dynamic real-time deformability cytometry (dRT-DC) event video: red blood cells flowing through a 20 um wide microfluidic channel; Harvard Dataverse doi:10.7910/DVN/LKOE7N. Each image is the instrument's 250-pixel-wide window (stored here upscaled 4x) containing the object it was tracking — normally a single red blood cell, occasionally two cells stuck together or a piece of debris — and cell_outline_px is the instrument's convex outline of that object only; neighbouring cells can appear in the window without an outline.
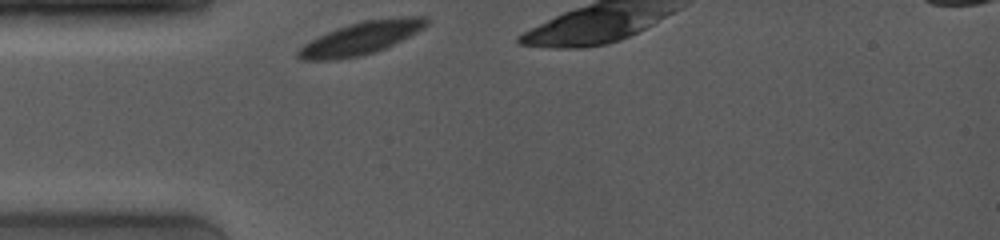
{"species": "common noctule bat (a hibernating species)", "species_latin": "Nyctalus noctula", "temperature_condition": "room temperature", "stored_images_in_passage": 3, "camera_frame_rate_fps": 4000, "um_per_image_px": 0.085, "animal": {"sex": "female", "body_mass_g": 19.0, "forearm_length_mm": 53.3}, "frame": {"image": 1, "passage_image": 1, "time_ms": 0.0, "image_size_px": [1000, 240], "cell_outline_px": [[428, 24], [424, 28], [384, 48], [360, 56], [336, 60], [300, 60], [296, 56], [296, 52], [304, 44], [336, 28], [348, 24], [364, 20], [396, 16], [428, 16]], "centroid_in_image_um": [30.69, 3.22], "position_along_channel_um": 54.3, "area_um2": 24.33}}